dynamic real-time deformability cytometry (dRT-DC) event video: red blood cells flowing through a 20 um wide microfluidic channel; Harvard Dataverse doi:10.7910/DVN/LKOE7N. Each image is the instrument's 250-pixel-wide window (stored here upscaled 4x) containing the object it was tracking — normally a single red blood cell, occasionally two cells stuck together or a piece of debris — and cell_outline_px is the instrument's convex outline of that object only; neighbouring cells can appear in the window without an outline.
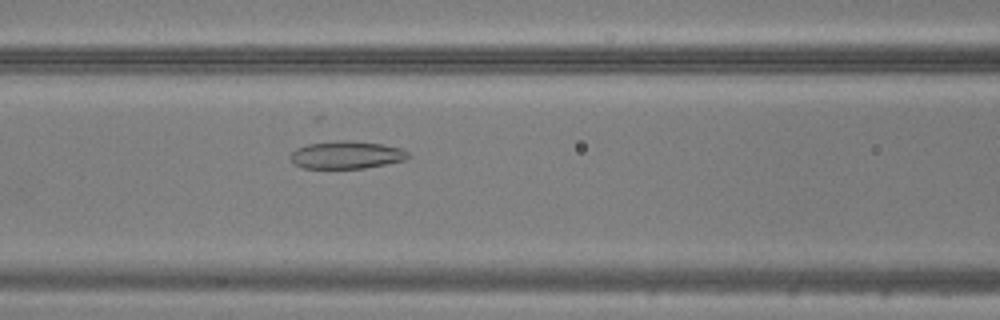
{"species": "common noctule bat (a hibernating species)", "species_latin": "Nyctalus noctula", "temperature_condition": "warm", "stored_images_in_passage": 50, "camera_frame_rate_fps": 3000, "um_per_image_px": 0.085, "animal": {"sex": "male", "body_mass_g": 20.5, "forearm_length_mm": 52.5}, "frame": {"image": 1, "passage_image": 22, "time_ms": 7.0, "image_size_px": [1000, 320], "cell_outline_px": [[412, 156], [404, 160], [364, 168], [304, 168], [292, 164], [288, 156], [296, 148], [308, 144], [336, 140], [348, 140], [380, 144], [400, 148], [408, 152]], "centroid_in_image_um": [29.4, 13.16], "position_along_channel_um": 137.2, "area_um2": 19.02}}
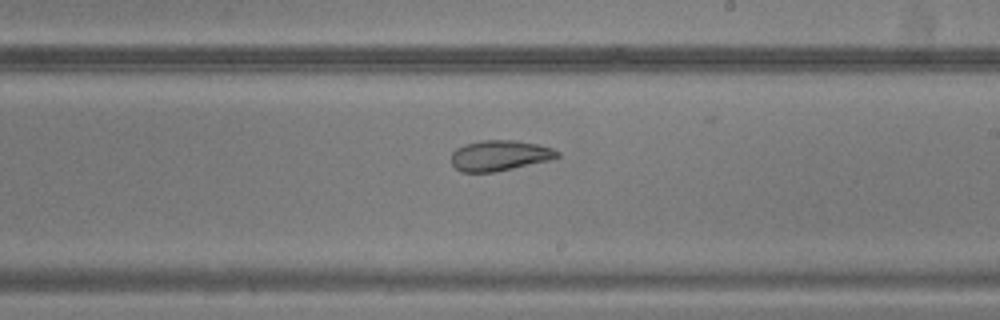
{"frame": {"image": 2, "passage_image": 30, "time_ms": 9.667, "image_size_px": [1000, 320], "cell_outline_px": [[560, 156], [552, 160], [492, 172], [460, 172], [452, 164], [452, 152], [456, 148], [464, 144], [480, 140], [516, 140], [536, 144], [552, 148], [560, 152]], "centroid_in_image_um": [42.47, 13.21], "position_along_channel_um": 246.5, "area_um2": 18.9}}
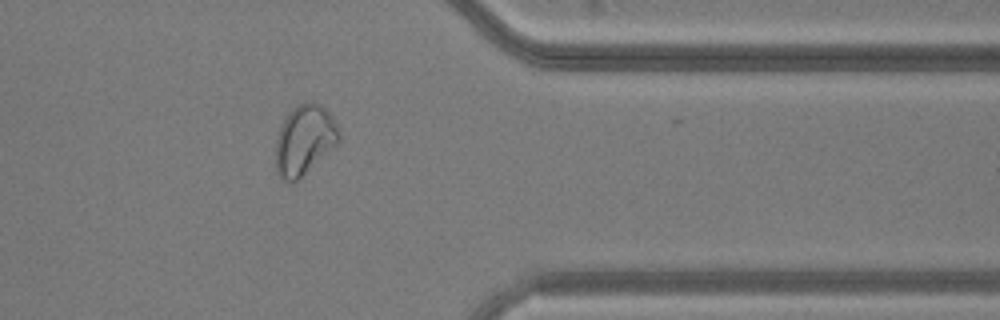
{"frame": {"image": 3, "passage_image": 41, "time_ms": 13.333, "image_size_px": [1000, 320], "cell_outline_px": [[340, 140], [300, 180], [292, 184], [288, 184], [276, 172], [276, 140], [280, 128], [288, 112], [292, 108], [304, 100], [320, 104], [332, 116], [336, 124], [340, 136]], "centroid_in_image_um": [25.86, 11.92], "position_along_channel_um": 385.5, "area_um2": 25.95}}